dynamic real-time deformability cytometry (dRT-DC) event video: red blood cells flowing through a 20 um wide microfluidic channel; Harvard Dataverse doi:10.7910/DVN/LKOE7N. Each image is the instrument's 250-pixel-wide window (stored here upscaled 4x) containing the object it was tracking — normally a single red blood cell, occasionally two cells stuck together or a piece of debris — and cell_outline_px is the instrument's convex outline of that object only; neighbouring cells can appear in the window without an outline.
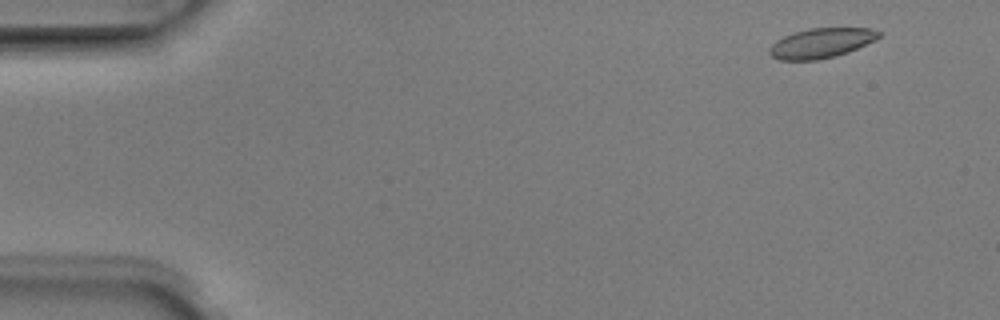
{"species": "Egyptian fruit bat (a non-hibernating species)", "species_latin": "Rousettus aegyptiacus", "temperature_condition": "room temperature", "stored_images_in_passage": 4, "camera_frame_rate_fps": 3000, "um_per_image_px": 0.085, "animal": {"sex": "male"}, "frame": {"image": 1, "passage_image": 1, "time_ms": 0.0, "image_size_px": [1000, 320], "cell_outline_px": [[880, 36], [848, 52], [816, 60], [780, 60], [772, 56], [768, 52], [768, 48], [776, 40], [784, 36], [808, 28], [868, 28], [880, 32]], "centroid_in_image_um": [69.73, 3.66], "position_along_channel_um": 15.3, "area_um2": 18.61}}
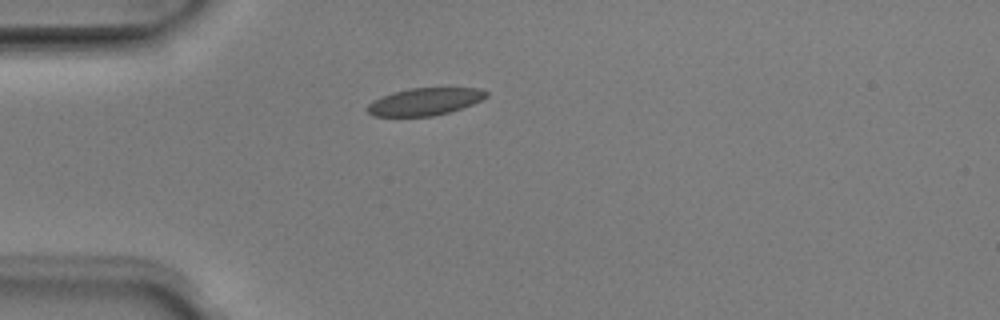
{"frame": {"image": 2, "passage_image": 4, "time_ms": 1.0, "image_size_px": [1000, 320], "cell_outline_px": [[488, 96], [472, 104], [448, 112], [432, 116], [372, 116], [364, 108], [372, 100], [392, 92], [412, 88], [480, 88], [488, 92]], "centroid_in_image_um": [36.06, 8.63], "position_along_channel_um": 48.9, "area_um2": 18.9}}